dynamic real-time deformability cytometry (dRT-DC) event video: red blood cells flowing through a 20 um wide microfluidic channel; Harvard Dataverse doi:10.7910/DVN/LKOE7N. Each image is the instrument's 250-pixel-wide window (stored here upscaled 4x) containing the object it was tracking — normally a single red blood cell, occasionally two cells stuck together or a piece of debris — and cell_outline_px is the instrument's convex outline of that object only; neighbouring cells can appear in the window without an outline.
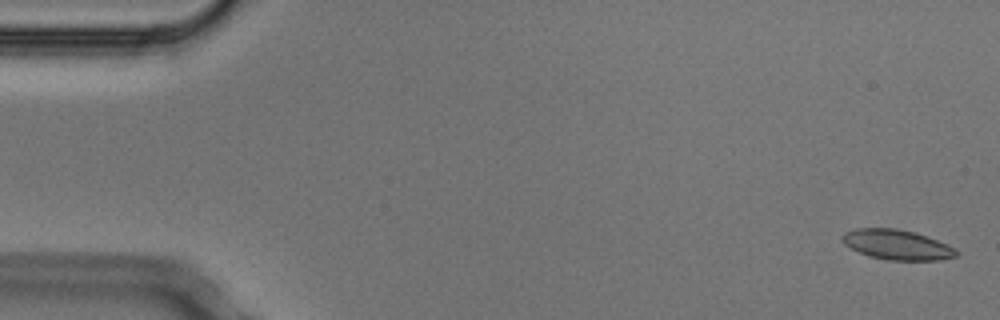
{"species": "Egyptian fruit bat (a non-hibernating species)", "species_latin": "Rousettus aegyptiacus", "temperature_condition": "cold", "stored_images_in_passage": 4, "camera_frame_rate_fps": 3000, "um_per_image_px": 0.085, "animal": {"sex": "male"}, "frame": {"image": 1, "passage_image": 1, "time_ms": 0.0, "image_size_px": [1000, 320], "cell_outline_px": [[960, 252], [956, 256], [940, 260], [888, 260], [868, 256], [844, 244], [840, 240], [840, 236], [844, 232], [856, 228], [896, 228], [916, 232], [928, 236], [956, 248]], "centroid_in_image_um": [76.24, 20.79], "position_along_channel_um": 8.8, "area_um2": 20.17}}
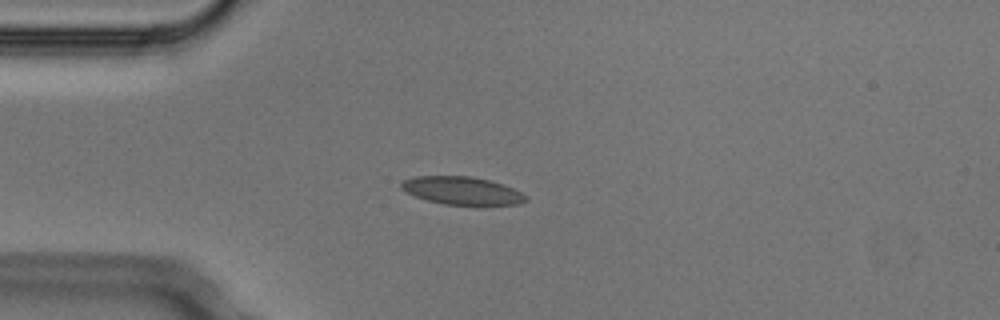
{"frame": {"image": 2, "passage_image": 4, "time_ms": 1.0, "image_size_px": [1000, 320], "cell_outline_px": [[528, 200], [516, 204], [444, 204], [428, 200], [416, 196], [400, 188], [400, 184], [404, 180], [416, 176], [468, 176], [488, 180], [512, 188], [528, 196]], "centroid_in_image_um": [39.25, 16.19], "position_along_channel_um": 45.8, "area_um2": 19.71}}